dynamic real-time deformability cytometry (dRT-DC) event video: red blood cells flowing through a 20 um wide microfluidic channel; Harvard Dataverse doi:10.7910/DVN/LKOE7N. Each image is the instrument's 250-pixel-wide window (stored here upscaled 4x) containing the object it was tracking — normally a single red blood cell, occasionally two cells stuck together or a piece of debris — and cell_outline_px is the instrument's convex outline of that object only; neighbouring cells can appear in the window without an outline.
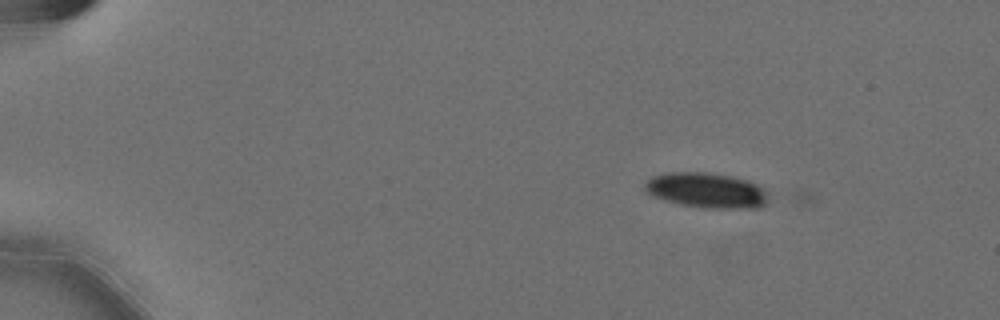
{"species": "Egyptian fruit bat (a non-hibernating species)", "species_latin": "Rousettus aegyptiacus", "temperature_condition": "cold", "stored_images_in_passage": 4, "camera_frame_rate_fps": 3000, "um_per_image_px": 0.085, "animal": {"sex": "female"}, "frame": {"image": 1, "passage_image": 1, "time_ms": 0.0, "image_size_px": [1000, 320], "cell_outline_px": [[764, 204], [760, 208], [704, 208], [680, 204], [664, 200], [652, 196], [644, 188], [644, 184], [652, 176], [664, 172], [708, 172], [732, 176], [748, 180], [764, 188]], "centroid_in_image_um": [59.99, 16.16], "position_along_channel_um": 25.0, "area_um2": 25.26}}